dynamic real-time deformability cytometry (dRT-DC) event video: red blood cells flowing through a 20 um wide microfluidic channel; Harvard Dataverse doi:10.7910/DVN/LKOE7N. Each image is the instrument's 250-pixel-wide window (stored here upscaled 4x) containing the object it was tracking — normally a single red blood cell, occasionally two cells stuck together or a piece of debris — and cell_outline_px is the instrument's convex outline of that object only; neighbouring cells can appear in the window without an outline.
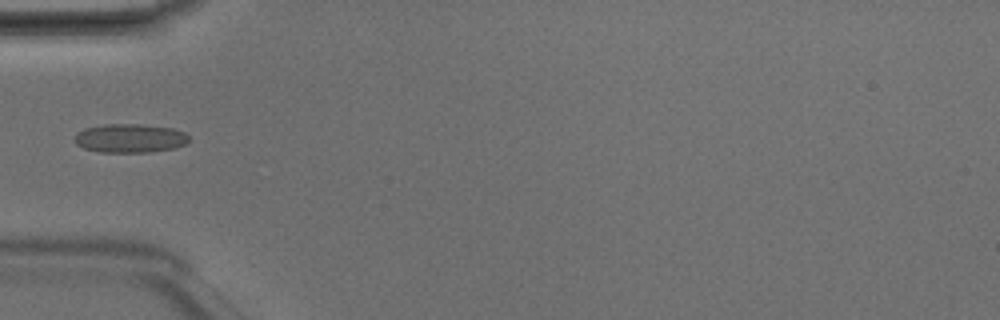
{"species": "Egyptian fruit bat (a non-hibernating species)", "species_latin": "Rousettus aegyptiacus", "temperature_condition": "room temperature", "stored_images_in_passage": 4, "camera_frame_rate_fps": 3000, "um_per_image_px": 0.085, "animal": {"sex": "male"}, "frame": {"image": 1, "passage_image": 3, "time_ms": 0.667, "image_size_px": [1000, 320], "cell_outline_px": [[188, 140], [184, 144], [176, 148], [148, 152], [100, 152], [84, 148], [76, 144], [72, 140], [76, 132], [84, 128], [104, 124], [140, 124], [172, 128], [184, 132], [188, 136]], "centroid_in_image_um": [10.99, 11.75], "position_along_channel_um": 74.0, "area_um2": 19.31}}